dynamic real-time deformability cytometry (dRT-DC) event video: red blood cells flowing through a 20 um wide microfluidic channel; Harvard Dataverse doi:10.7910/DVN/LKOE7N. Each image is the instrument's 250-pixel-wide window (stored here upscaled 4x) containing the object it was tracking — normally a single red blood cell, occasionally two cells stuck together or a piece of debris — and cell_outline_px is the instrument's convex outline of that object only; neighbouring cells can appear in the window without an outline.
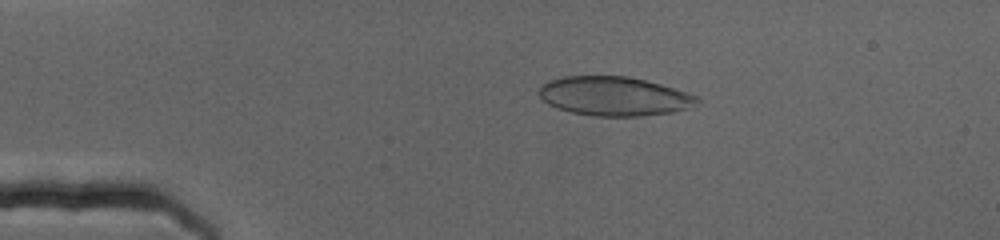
{"species": "human", "species_latin": "Homo sapiens", "temperature_condition": "cold", "stored_images_in_passage": 70, "camera_frame_rate_fps": 3000, "um_per_image_px": 0.085, "donor": {"sex": "female"}, "frame": {"image": 1, "passage_image": 14, "time_ms": 4.333, "image_size_px": [1000, 240], "cell_outline_px": [[700, 100], [688, 108], [672, 112], [640, 116], [596, 116], [572, 112], [556, 108], [548, 104], [540, 96], [540, 88], [548, 80], [560, 76], [628, 76], [660, 84], [696, 96]], "centroid_in_image_um": [52.16, 8.17], "position_along_channel_um": 32.8, "area_um2": 35.66}}
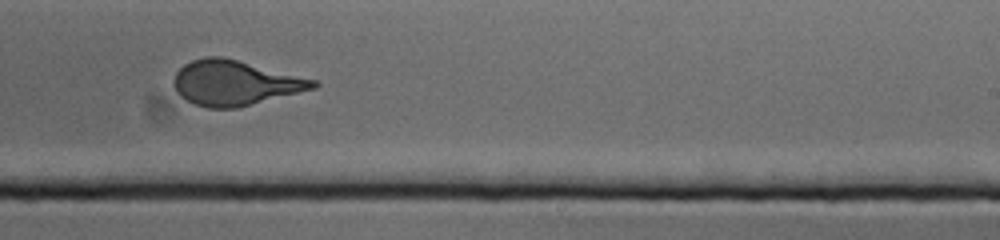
{"frame": {"image": 2, "passage_image": 44, "time_ms": 14.333, "image_size_px": [1000, 240], "cell_outline_px": [[320, 84], [316, 88], [236, 108], [208, 108], [192, 104], [180, 96], [176, 92], [172, 84], [176, 72], [184, 64], [192, 60], [208, 56], [220, 56], [316, 80]], "centroid_in_image_um": [19.93, 7.06], "position_along_channel_um": 269.1, "area_um2": 36.3}}
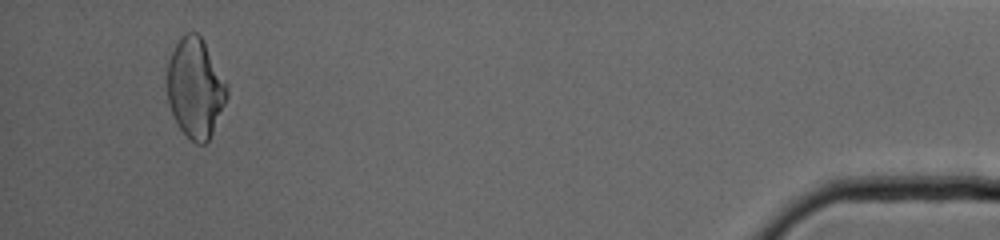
{"frame": {"image": 3, "passage_image": 67, "time_ms": 22.0, "image_size_px": [1000, 240], "cell_outline_px": [[228, 96], [212, 132], [208, 140], [204, 144], [196, 144], [180, 128], [168, 104], [168, 60], [180, 36], [188, 32], [196, 32], [200, 36], [228, 84]], "centroid_in_image_um": [16.61, 7.47], "position_along_channel_um": 418.6, "area_um2": 34.22}}